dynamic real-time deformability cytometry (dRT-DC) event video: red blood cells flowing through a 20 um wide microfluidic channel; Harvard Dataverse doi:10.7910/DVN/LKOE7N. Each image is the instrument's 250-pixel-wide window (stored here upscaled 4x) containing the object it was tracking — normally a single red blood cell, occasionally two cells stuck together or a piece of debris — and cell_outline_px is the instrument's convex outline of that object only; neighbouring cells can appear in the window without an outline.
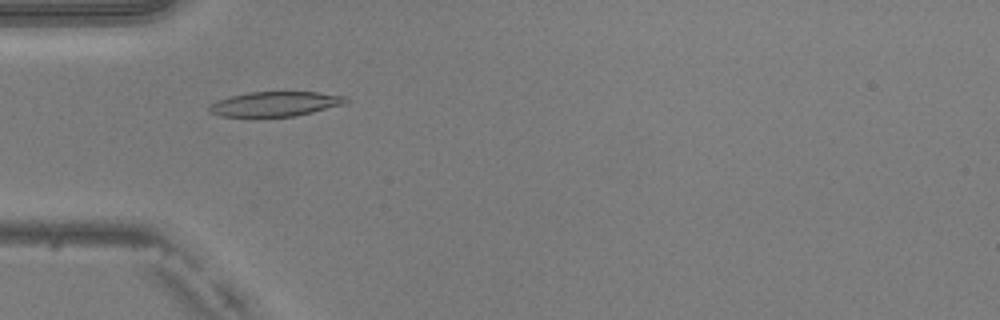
{"species": "common noctule bat (a hibernating species)", "species_latin": "Nyctalus noctula", "temperature_condition": "warm", "stored_images_in_passage": 50, "camera_frame_rate_fps": 3000, "um_per_image_px": 0.085, "animal": {"sex": "male", "body_mass_g": 20.5, "forearm_length_mm": 52.5}, "frame": {"image": 1, "passage_image": 16, "time_ms": 5.0, "image_size_px": [1000, 320], "cell_outline_px": [[348, 100], [344, 104], [296, 116], [220, 116], [208, 112], [208, 108], [216, 100], [248, 92], [316, 92], [348, 96]], "centroid_in_image_um": [23.39, 8.83], "position_along_channel_um": 61.6, "area_um2": 19.54}}
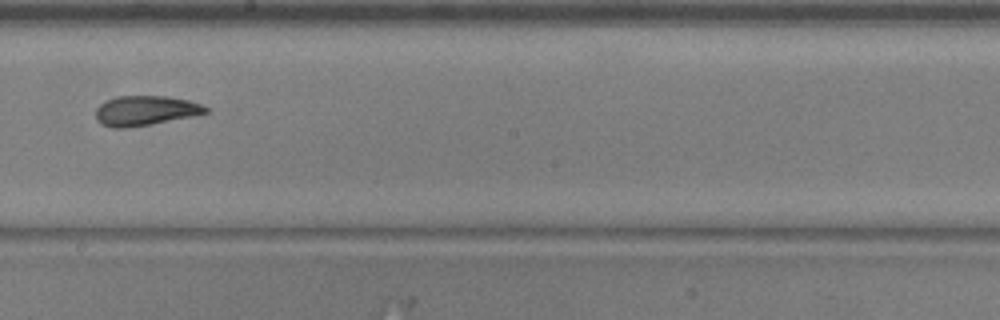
{"frame": {"image": 2, "passage_image": 29, "time_ms": 9.333, "image_size_px": [1000, 320], "cell_outline_px": [[208, 112], [152, 124], [128, 128], [112, 128], [100, 124], [96, 120], [96, 108], [100, 104], [116, 96], [168, 96], [188, 100], [200, 104], [208, 108]], "centroid_in_image_um": [12.3, 9.41], "position_along_channel_um": 235.9, "area_um2": 19.02}}
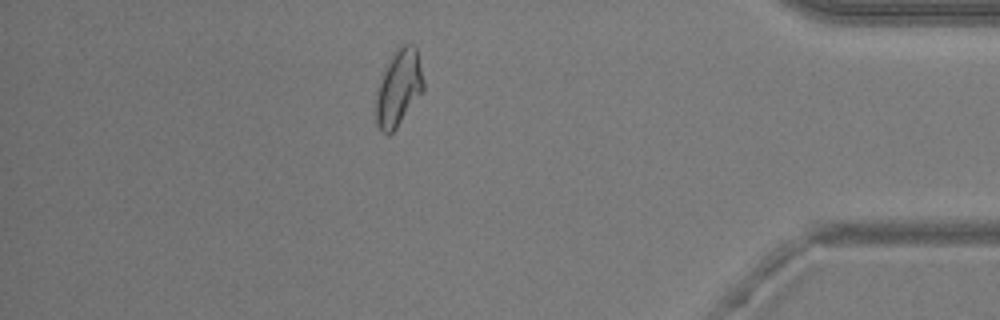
{"frame": {"image": 3, "passage_image": 44, "time_ms": 14.333, "image_size_px": [1000, 320], "cell_outline_px": [[424, 92], [396, 128], [388, 136], [380, 132], [376, 124], [376, 92], [392, 52], [400, 44], [416, 44], [424, 80]], "centroid_in_image_um": [33.91, 7.47], "position_along_channel_um": 401.3, "area_um2": 21.56}, "authors_computed_cell_mechanics": {"area_um2": 20.23, "velocity_mm_per_s": 4.053, "shape_relaxation_time_tau1_ms": 3.3896, "shape_relaxation_time_tau2_ms": 2.8425, "deformation_change_tau1": 0.1113, "deformation_change_tau2": 0.0866}}